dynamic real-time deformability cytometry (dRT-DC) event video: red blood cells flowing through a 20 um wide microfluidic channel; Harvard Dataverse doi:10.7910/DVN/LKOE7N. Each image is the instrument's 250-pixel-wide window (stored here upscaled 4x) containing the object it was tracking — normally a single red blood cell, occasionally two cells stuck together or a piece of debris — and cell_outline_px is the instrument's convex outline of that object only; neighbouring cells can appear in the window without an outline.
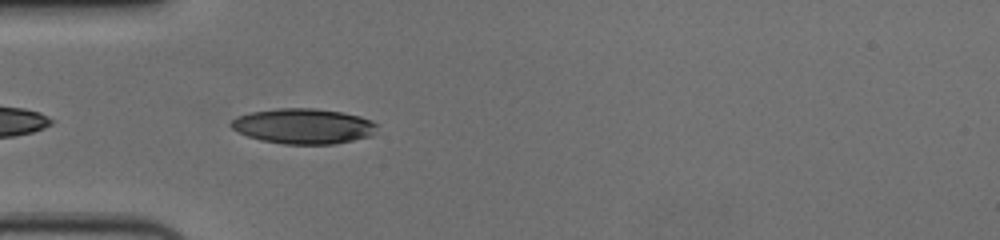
{"species": "human", "species_latin": "Homo sapiens", "temperature_condition": "cold", "stored_images_in_passage": 9, "camera_frame_rate_fps": 3000, "um_per_image_px": 0.085, "donor": {"sex": "female"}, "frame": {"image": 1, "passage_image": 2, "time_ms": 0.333, "image_size_px": [1000, 240], "cell_outline_px": [[376, 124], [372, 136], [336, 144], [284, 144], [260, 140], [248, 136], [232, 128], [228, 124], [236, 116], [252, 112], [276, 108], [316, 108], [344, 112], [360, 116], [372, 120]], "centroid_in_image_um": [25.79, 10.72], "position_along_channel_um": 59.2, "area_um2": 30.17}}
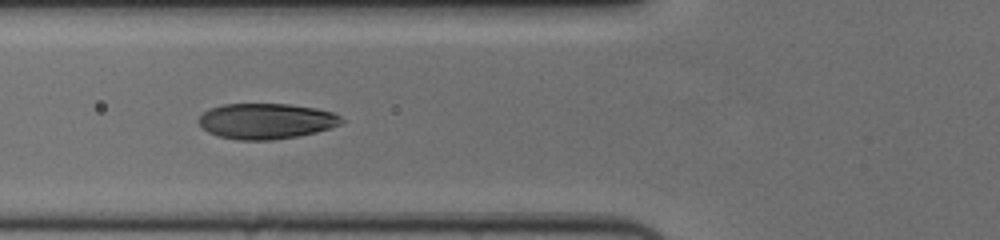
{"frame": {"image": 2, "passage_image": 6, "time_ms": 1.667, "image_size_px": [1000, 240], "cell_outline_px": [[344, 120], [340, 124], [316, 132], [296, 136], [272, 140], [236, 140], [216, 136], [208, 132], [196, 120], [208, 108], [224, 104], [288, 104], [316, 108], [332, 112], [340, 116]], "centroid_in_image_um": [22.58, 10.29], "position_along_channel_um": 103.2, "area_um2": 29.65}}
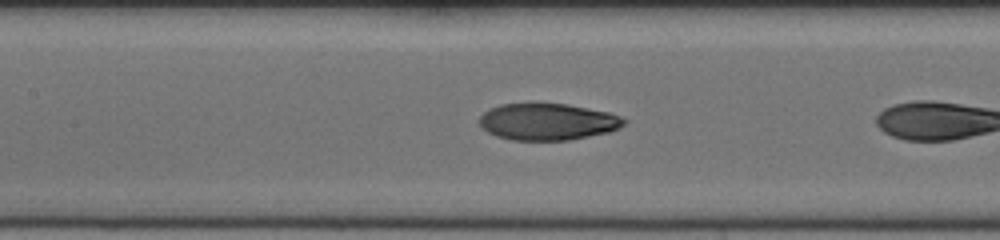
{"frame": {"image": 3, "passage_image": 8, "time_ms": 2.333, "image_size_px": [1000, 240], "cell_outline_px": [[628, 120], [620, 128], [608, 132], [568, 140], [512, 140], [496, 136], [480, 128], [480, 116], [484, 112], [500, 104], [568, 104], [608, 112], [620, 116]], "centroid_in_image_um": [46.55, 10.35], "position_along_channel_um": 160.8, "area_um2": 30.81}}